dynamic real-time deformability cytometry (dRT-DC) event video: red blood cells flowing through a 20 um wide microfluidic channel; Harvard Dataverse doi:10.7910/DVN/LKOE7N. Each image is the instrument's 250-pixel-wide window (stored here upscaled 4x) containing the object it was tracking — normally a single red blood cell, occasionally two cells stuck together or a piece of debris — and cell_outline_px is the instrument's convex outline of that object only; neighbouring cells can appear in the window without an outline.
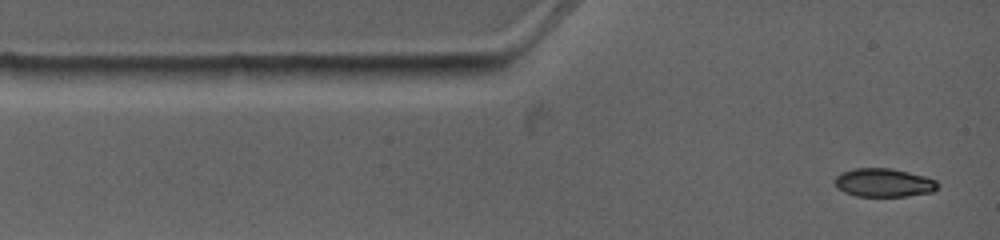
{"species": "common noctule bat (a hibernating species)", "species_latin": "Nyctalus noctula", "temperature_condition": "warm", "stored_images_in_passage": 5, "camera_frame_rate_fps": 4500, "um_per_image_px": 0.085, "animal": {"sex": "female", "body_mass_g": 19.0, "forearm_length_mm": 53.3}, "frame": {"image": 1, "passage_image": 1, "time_ms": 0.0, "image_size_px": [1000, 240], "cell_outline_px": [[940, 184], [932, 192], [908, 196], [856, 196], [844, 192], [836, 188], [832, 180], [840, 172], [856, 168], [892, 168], [924, 176], [936, 180]], "centroid_in_image_um": [75.07, 15.52], "position_along_channel_um": 9.9, "area_um2": 17.28}}
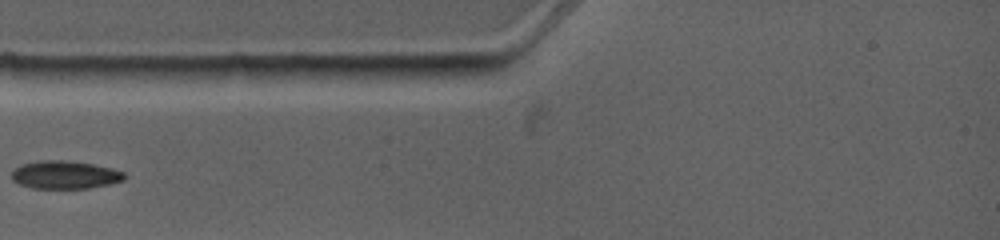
{"frame": {"image": 2, "passage_image": 4, "time_ms": 2.667, "image_size_px": [1000, 240], "cell_outline_px": [[124, 180], [108, 184], [88, 188], [32, 188], [20, 184], [12, 180], [12, 172], [16, 168], [24, 164], [40, 160], [68, 160], [92, 164], [112, 168], [124, 172]], "centroid_in_image_um": [5.52, 14.85], "position_along_channel_um": 79.5, "area_um2": 18.21}}
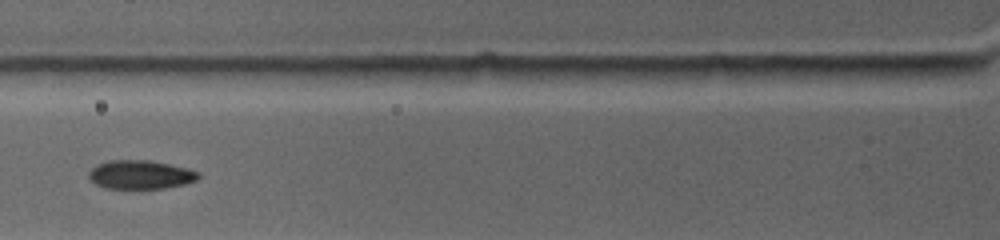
{"frame": {"image": 3, "passage_image": 5, "time_ms": 3.556, "image_size_px": [1000, 240], "cell_outline_px": [[200, 176], [196, 180], [184, 184], [164, 188], [104, 188], [96, 184], [88, 176], [88, 172], [96, 164], [108, 160], [148, 160], [188, 168], [200, 172]], "centroid_in_image_um": [11.93, 14.83], "position_along_channel_um": 113.9, "area_um2": 18.32}}